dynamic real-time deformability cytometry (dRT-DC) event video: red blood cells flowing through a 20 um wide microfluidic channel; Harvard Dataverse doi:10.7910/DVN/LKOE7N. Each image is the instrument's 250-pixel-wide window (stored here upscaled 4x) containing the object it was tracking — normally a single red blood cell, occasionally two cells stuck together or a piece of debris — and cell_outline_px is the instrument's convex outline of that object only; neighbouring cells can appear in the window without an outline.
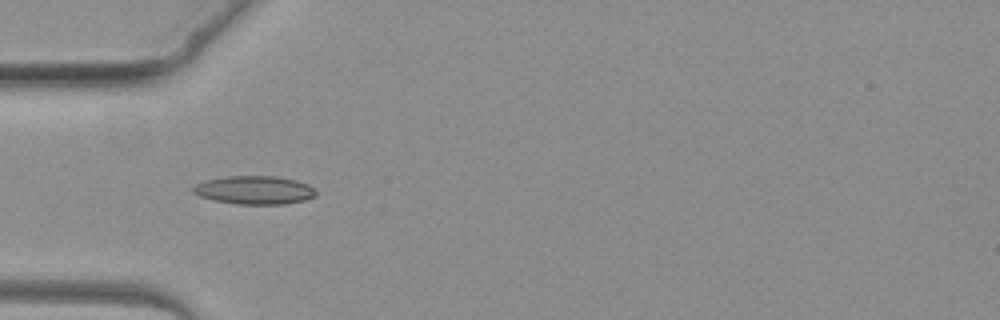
{"species": "common noctule bat (a hibernating species)", "species_latin": "Nyctalus noctula", "temperature_condition": "warm", "stored_images_in_passage": 2, "camera_frame_rate_fps": 3000, "um_per_image_px": 0.085, "animal": {"sex": "female", "body_mass_g": 19.3, "forearm_length_mm": 54.1}, "frame": {"image": 1, "passage_image": 2, "time_ms": 3.667, "image_size_px": [1000, 320], "cell_outline_px": [[316, 196], [304, 200], [284, 204], [236, 204], [216, 200], [200, 196], [192, 192], [192, 188], [196, 184], [208, 180], [228, 176], [276, 176], [296, 180], [308, 184], [316, 192]], "centroid_in_image_um": [21.65, 16.15], "position_along_channel_um": 63.4, "area_um2": 20.11}}